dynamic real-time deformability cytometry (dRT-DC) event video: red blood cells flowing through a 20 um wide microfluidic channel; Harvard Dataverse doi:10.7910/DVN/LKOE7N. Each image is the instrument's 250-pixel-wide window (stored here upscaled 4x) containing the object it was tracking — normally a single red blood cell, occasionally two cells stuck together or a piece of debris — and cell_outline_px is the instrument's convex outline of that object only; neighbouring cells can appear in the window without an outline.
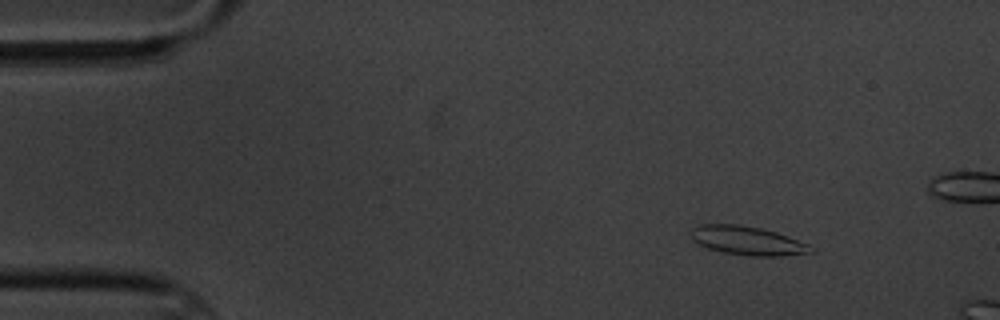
{"species": "common noctule bat (a hibernating species)", "species_latin": "Nyctalus noctula", "temperature_condition": "cold", "stored_images_in_passage": 5, "camera_frame_rate_fps": 3000, "um_per_image_px": 0.085, "animal": {"sex": "male", "body_mass_g": 20.1, "forearm_length_mm": 53.5}, "frame": {"image": 1, "passage_image": 2, "time_ms": 1.0, "image_size_px": [1000, 320], "cell_outline_px": [[816, 252], [780, 256], [752, 256], [724, 252], [708, 248], [692, 240], [692, 228], [700, 224], [740, 224], [760, 228], [776, 232], [808, 244]], "centroid_in_image_um": [63.54, 20.45], "position_along_channel_um": 21.5, "area_um2": 19.94}}